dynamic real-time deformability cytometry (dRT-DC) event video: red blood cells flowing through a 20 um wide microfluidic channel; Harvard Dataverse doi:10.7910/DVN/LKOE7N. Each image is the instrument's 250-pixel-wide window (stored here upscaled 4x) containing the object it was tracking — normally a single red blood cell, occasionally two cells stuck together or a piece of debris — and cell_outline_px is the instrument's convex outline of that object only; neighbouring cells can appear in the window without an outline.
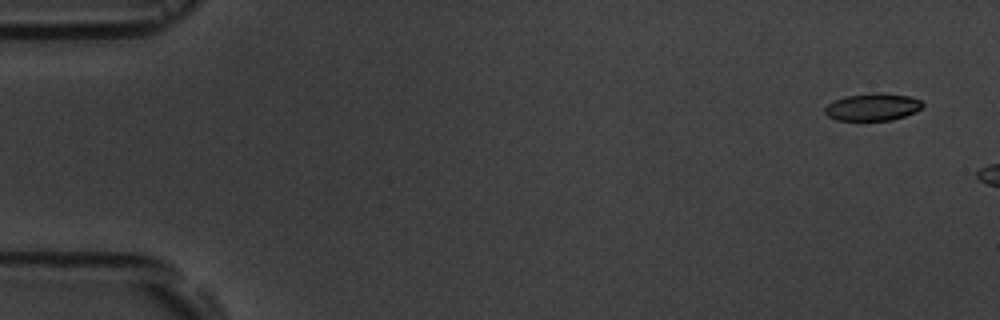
{"species": "common noctule bat (a hibernating species)", "species_latin": "Nyctalus noctula", "temperature_condition": "room temperature", "stored_images_in_passage": 3, "camera_frame_rate_fps": 3000, "um_per_image_px": 0.085, "animal": {"sex": "male", "body_mass_g": 19.5, "forearm_length_mm": 54.6}, "frame": {"image": 1, "passage_image": 1, "time_ms": 0.0, "image_size_px": [1000, 320], "cell_outline_px": [[924, 104], [916, 112], [892, 120], [836, 120], [828, 116], [824, 112], [824, 108], [828, 104], [836, 100], [848, 96], [872, 92], [880, 92], [912, 96], [920, 100]], "centroid_in_image_um": [74.2, 9.08], "position_along_channel_um": 10.8, "area_um2": 15.61}}